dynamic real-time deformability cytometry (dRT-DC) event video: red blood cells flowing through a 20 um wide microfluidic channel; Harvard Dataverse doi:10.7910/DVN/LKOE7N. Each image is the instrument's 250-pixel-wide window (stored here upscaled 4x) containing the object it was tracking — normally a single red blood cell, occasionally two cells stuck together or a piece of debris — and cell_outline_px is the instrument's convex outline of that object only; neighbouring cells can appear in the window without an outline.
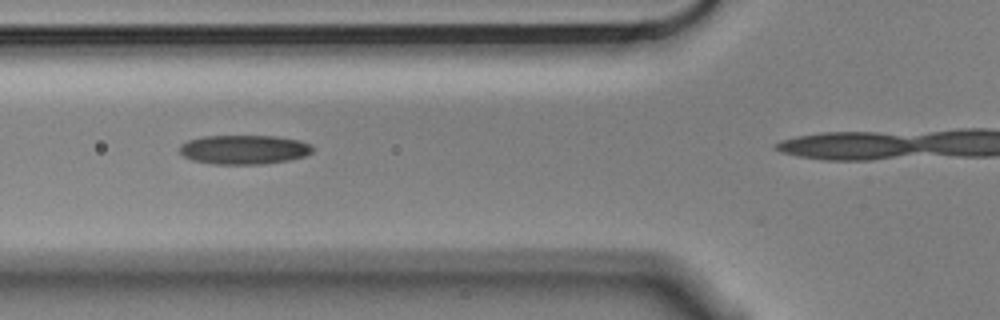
{"species": "Egyptian fruit bat (a non-hibernating species)", "species_latin": "Rousettus aegyptiacus", "temperature_condition": "cold", "stored_images_in_passage": 13, "camera_frame_rate_fps": 3000, "um_per_image_px": 0.085, "animal": {"sex": "male"}, "frame": {"image": 1, "passage_image": 3, "time_ms": 0.667, "image_size_px": [1000, 320], "cell_outline_px": [[312, 152], [304, 156], [288, 160], [264, 164], [216, 164], [192, 160], [184, 156], [180, 152], [180, 144], [188, 140], [204, 136], [276, 136], [300, 140], [308, 144], [312, 148]], "centroid_in_image_um": [20.72, 12.71], "position_along_channel_um": 105.1, "area_um2": 22.54}}
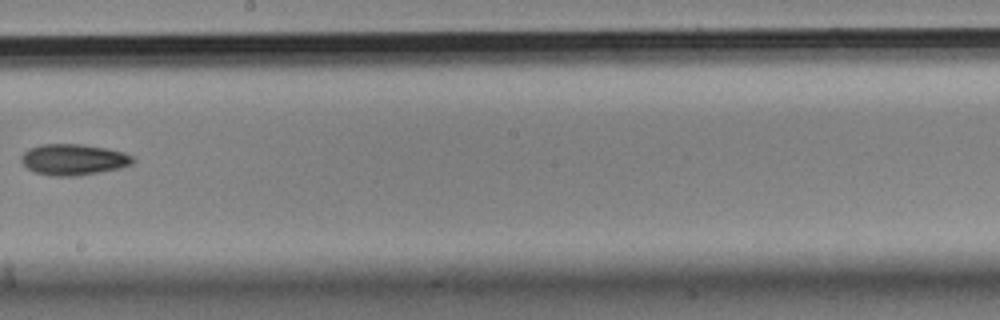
{"frame": {"image": 2, "passage_image": 8, "time_ms": 2.333, "image_size_px": [1000, 320], "cell_outline_px": [[136, 160], [132, 164], [120, 168], [72, 176], [56, 176], [36, 172], [28, 168], [20, 160], [20, 156], [28, 148], [40, 144], [84, 144], [124, 152], [132, 156]], "centroid_in_image_um": [6.24, 13.54], "position_along_channel_um": 242.0, "area_um2": 20.06}}
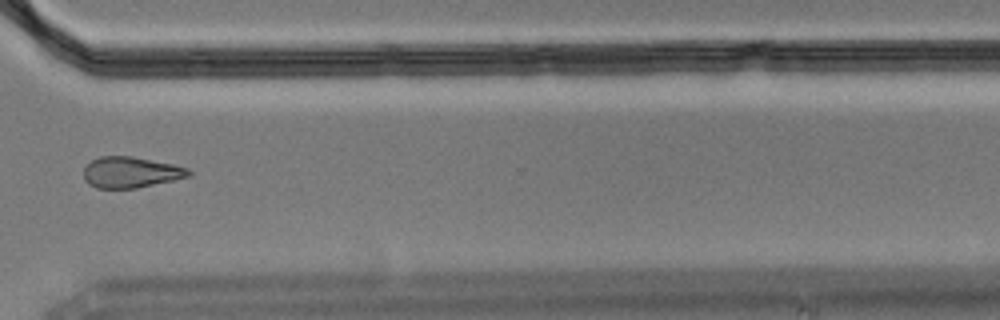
{"frame": {"image": 3, "passage_image": 11, "time_ms": 3.333, "image_size_px": [1000, 320], "cell_outline_px": [[192, 172], [188, 176], [172, 180], [136, 188], [96, 188], [88, 184], [84, 180], [84, 168], [92, 160], [100, 156], [132, 156], [172, 164], [188, 168]], "centroid_in_image_um": [11.08, 14.64], "position_along_channel_um": 359.5, "area_um2": 18.79}}